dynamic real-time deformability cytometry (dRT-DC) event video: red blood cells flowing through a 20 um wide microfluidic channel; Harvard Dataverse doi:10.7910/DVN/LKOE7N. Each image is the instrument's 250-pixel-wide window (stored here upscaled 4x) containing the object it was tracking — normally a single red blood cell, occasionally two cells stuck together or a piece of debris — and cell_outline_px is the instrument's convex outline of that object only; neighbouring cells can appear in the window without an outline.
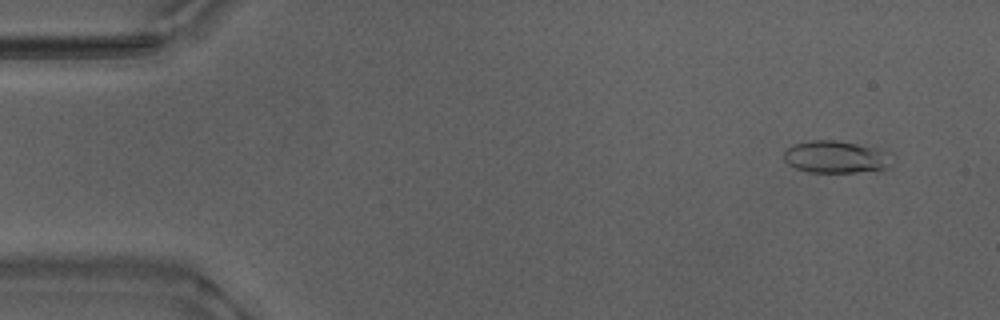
{"species": "Egyptian fruit bat (a non-hibernating species)", "species_latin": "Rousettus aegyptiacus", "temperature_condition": "warm", "stored_images_in_passage": 51, "camera_frame_rate_fps": 3000, "um_per_image_px": 0.085, "animal": {"sex": "male"}, "frame": {"image": 1, "passage_image": 2, "time_ms": 0.333, "image_size_px": [1000, 320], "cell_outline_px": [[888, 168], [880, 172], [808, 172], [792, 168], [784, 160], [784, 152], [788, 148], [796, 144], [812, 140], [836, 140], [876, 148], [880, 152]], "centroid_in_image_um": [70.91, 13.37], "position_along_channel_um": 14.1, "area_um2": 19.77}}
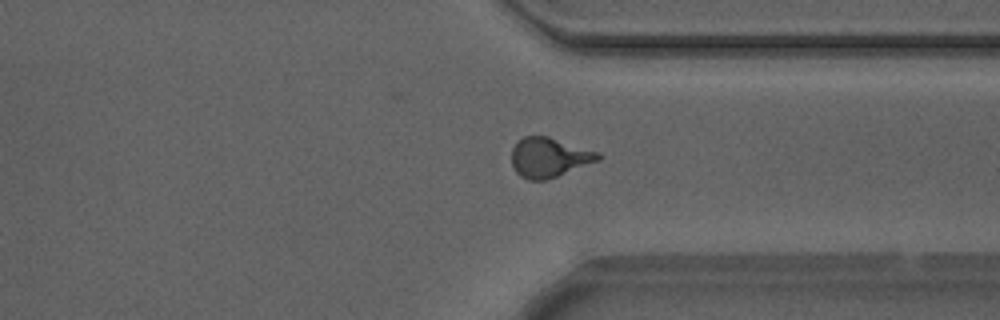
{"frame": {"image": 2, "passage_image": 38, "time_ms": 12.333, "image_size_px": [1000, 320], "cell_outline_px": [[604, 156], [600, 160], [556, 176], [544, 180], [528, 180], [520, 176], [516, 172], [512, 164], [512, 148], [516, 140], [524, 136], [548, 136], [600, 152]], "centroid_in_image_um": [46.68, 13.36], "position_along_channel_um": 364.7, "area_um2": 20.11}}
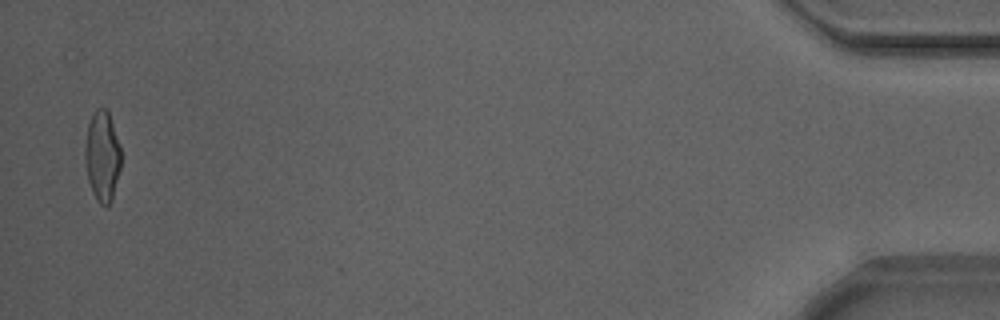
{"frame": {"image": 3, "passage_image": 50, "time_ms": 16.333, "image_size_px": [1000, 320], "cell_outline_px": [[120, 168], [112, 200], [108, 204], [100, 204], [96, 200], [92, 192], [88, 180], [84, 160], [84, 148], [88, 124], [92, 112], [96, 108], [104, 108], [108, 112], [120, 148]], "centroid_in_image_um": [8.66, 13.27], "position_along_channel_um": 426.5, "area_um2": 18.84}, "authors_computed_cell_mechanics": {"area_um2": 19.3052, "velocity_mm_per_s": 3.8794, "shape_relaxation_time_tau1_ms": 5.111, "shape_relaxation_time_tau2_ms": 1.0102, "deformation_change_tau1": 0.1933, "deformation_change_tau2": 0.0823}}